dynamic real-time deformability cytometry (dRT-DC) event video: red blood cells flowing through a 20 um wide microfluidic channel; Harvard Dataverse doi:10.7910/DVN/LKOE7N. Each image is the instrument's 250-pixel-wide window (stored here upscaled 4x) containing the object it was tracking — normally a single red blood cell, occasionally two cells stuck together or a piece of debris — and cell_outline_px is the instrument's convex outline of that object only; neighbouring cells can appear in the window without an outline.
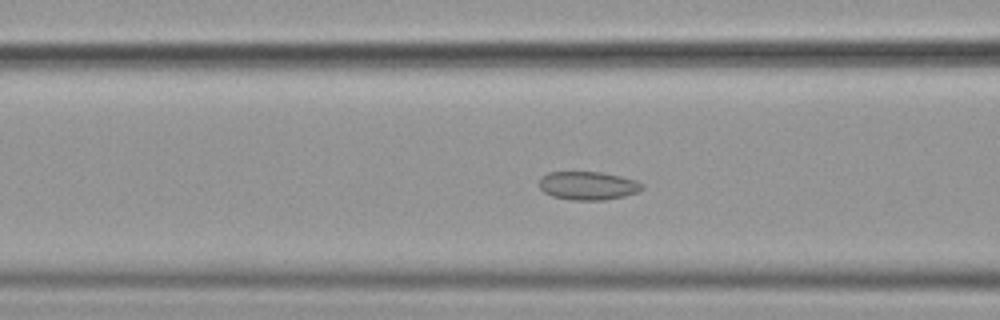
{"species": "common noctule bat (a hibernating species)", "species_latin": "Nyctalus noctula", "temperature_condition": "cold", "stored_images_in_passage": 59, "segment_of_instrument_passage": [1, 2], "camera_frame_rate_fps": 3000, "um_per_image_px": 0.085, "animal": {"sex": "female", "body_mass_g": 19.9}, "frame": {"image": 1, "passage_image": 24, "time_ms": 7.667, "image_size_px": [1000, 320], "cell_outline_px": [[644, 188], [636, 192], [624, 196], [604, 200], [572, 200], [552, 196], [544, 192], [540, 188], [540, 176], [548, 172], [600, 172], [620, 176], [636, 180], [644, 184]], "centroid_in_image_um": [49.97, 15.78], "position_along_channel_um": 116.6, "area_um2": 17.05}}
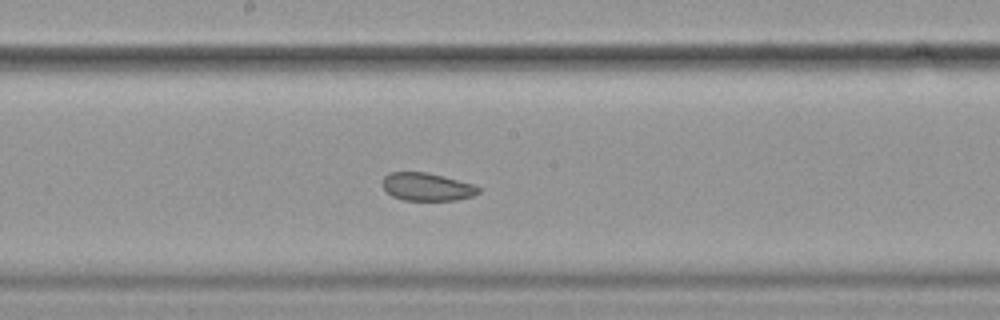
{"frame": {"image": 2, "passage_image": 32, "time_ms": 10.333, "image_size_px": [1000, 320], "cell_outline_px": [[480, 192], [472, 196], [456, 200], [404, 200], [392, 196], [380, 184], [384, 176], [388, 172], [428, 172], [444, 176], [472, 184], [480, 188]], "centroid_in_image_um": [36.26, 15.87], "position_along_channel_um": 211.9, "area_um2": 15.66}}
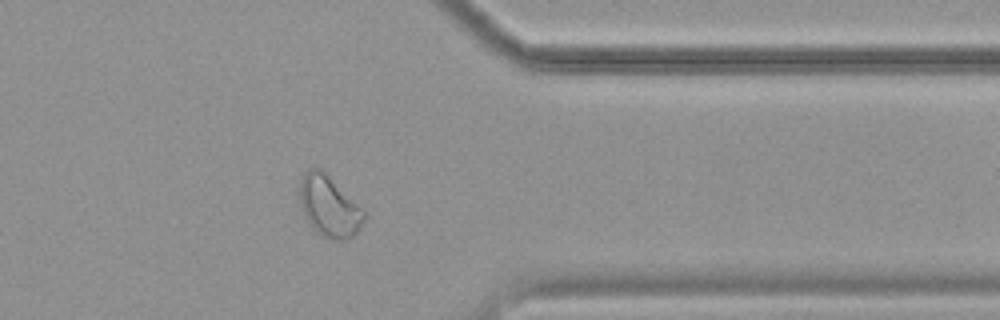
{"frame": {"image": 3, "passage_image": 47, "time_ms": 15.333, "image_size_px": [1000, 320], "cell_outline_px": [[364, 220], [360, 228], [352, 236], [344, 240], [332, 240], [320, 236], [308, 224], [304, 216], [300, 204], [300, 180], [312, 168], [320, 168], [364, 208]], "centroid_in_image_um": [27.98, 17.58], "position_along_channel_um": 383.4, "area_um2": 22.89}}